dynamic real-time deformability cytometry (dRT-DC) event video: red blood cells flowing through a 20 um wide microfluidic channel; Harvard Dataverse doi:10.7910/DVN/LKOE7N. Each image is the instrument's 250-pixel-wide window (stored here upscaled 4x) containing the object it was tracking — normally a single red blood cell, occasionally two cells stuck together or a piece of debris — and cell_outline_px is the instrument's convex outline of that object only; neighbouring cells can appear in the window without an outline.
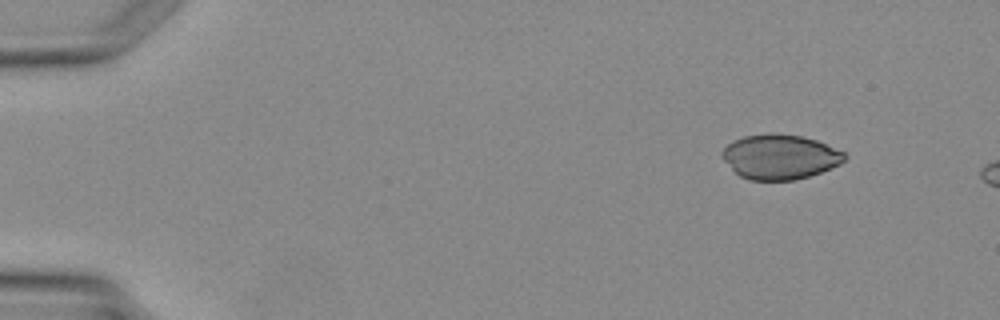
{"species": "Egyptian fruit bat (a non-hibernating species)", "species_latin": "Rousettus aegyptiacus", "temperature_condition": "warm", "stored_images_in_passage": 2, "camera_frame_rate_fps": 3000, "um_per_image_px": 0.085, "animal": {"sex": "female"}, "frame": {"image": 1, "passage_image": 1, "time_ms": 0.0, "image_size_px": [1000, 320], "cell_outline_px": [[848, 156], [840, 164], [820, 172], [808, 176], [792, 180], [752, 180], [740, 176], [720, 156], [720, 152], [732, 140], [744, 136], [772, 132], [800, 136], [816, 140], [844, 152]], "centroid_in_image_um": [66.27, 13.31], "position_along_channel_um": 18.7, "area_um2": 31.85}}